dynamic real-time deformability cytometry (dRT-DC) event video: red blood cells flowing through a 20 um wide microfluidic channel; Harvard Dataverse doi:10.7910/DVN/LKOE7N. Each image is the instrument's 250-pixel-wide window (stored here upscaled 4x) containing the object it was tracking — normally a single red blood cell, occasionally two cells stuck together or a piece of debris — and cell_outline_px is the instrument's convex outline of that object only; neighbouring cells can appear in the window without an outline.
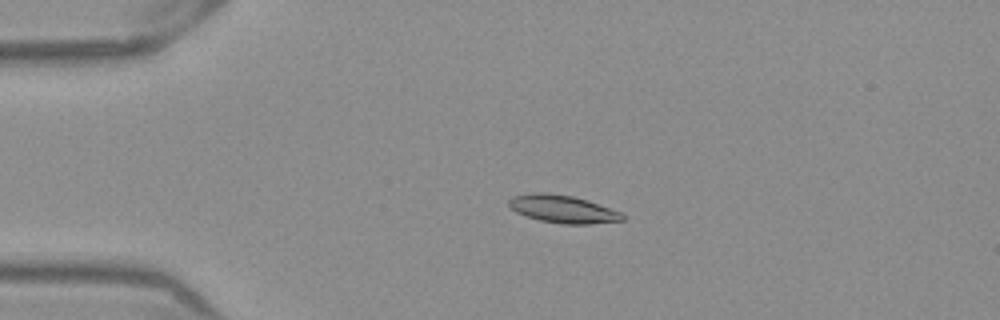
{"species": "Egyptian fruit bat (a non-hibernating species)", "species_latin": "Rousettus aegyptiacus", "temperature_condition": "warm", "stored_images_in_passage": 53, "camera_frame_rate_fps": 3000, "um_per_image_px": 0.085, "frame": {"image": 1, "passage_image": 13, "time_ms": 4.0, "image_size_px": [1000, 320], "cell_outline_px": [[624, 220], [588, 224], [564, 224], [540, 220], [524, 216], [516, 212], [508, 204], [508, 200], [512, 196], [532, 192], [548, 192], [572, 196], [588, 200], [620, 212], [624, 216]], "centroid_in_image_um": [47.79, 17.75], "position_along_channel_um": 37.2, "area_um2": 18.38}}
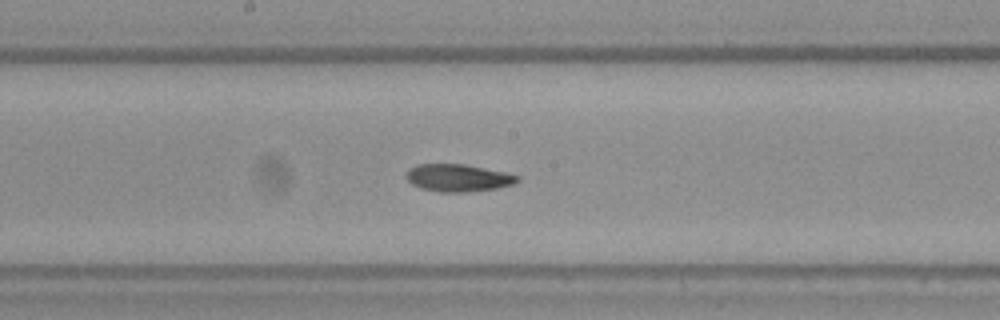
{"frame": {"image": 2, "passage_image": 29, "time_ms": 9.333, "image_size_px": [1000, 320], "cell_outline_px": [[520, 180], [512, 184], [496, 188], [468, 192], [440, 192], [420, 188], [412, 184], [404, 176], [408, 168], [416, 164], [464, 164], [504, 172], [520, 176]], "centroid_in_image_um": [38.89, 15.11], "position_along_channel_um": 209.3, "area_um2": 17.8}}
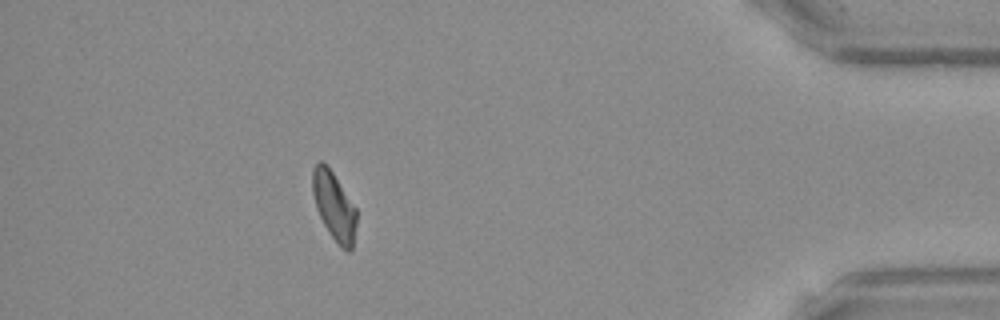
{"frame": {"image": 3, "passage_image": 48, "time_ms": 15.667, "image_size_px": [1000, 320], "cell_outline_px": [[356, 228], [352, 248], [348, 252], [340, 248], [328, 232], [316, 208], [312, 192], [312, 168], [320, 160], [328, 164], [356, 208]], "centroid_in_image_um": [28.39, 17.5], "position_along_channel_um": 406.8, "area_um2": 17.74}, "authors_computed_cell_mechanics": {"area_um2": 17.5134, "velocity_mm_per_s": 3.9104, "shape_relaxation_time_tau1_ms": 8.0085, "shape_relaxation_time_tau2_ms": 9.0239, "deformation_change_tau1": 0.1899, "deformation_change_tau2": 0.144}}